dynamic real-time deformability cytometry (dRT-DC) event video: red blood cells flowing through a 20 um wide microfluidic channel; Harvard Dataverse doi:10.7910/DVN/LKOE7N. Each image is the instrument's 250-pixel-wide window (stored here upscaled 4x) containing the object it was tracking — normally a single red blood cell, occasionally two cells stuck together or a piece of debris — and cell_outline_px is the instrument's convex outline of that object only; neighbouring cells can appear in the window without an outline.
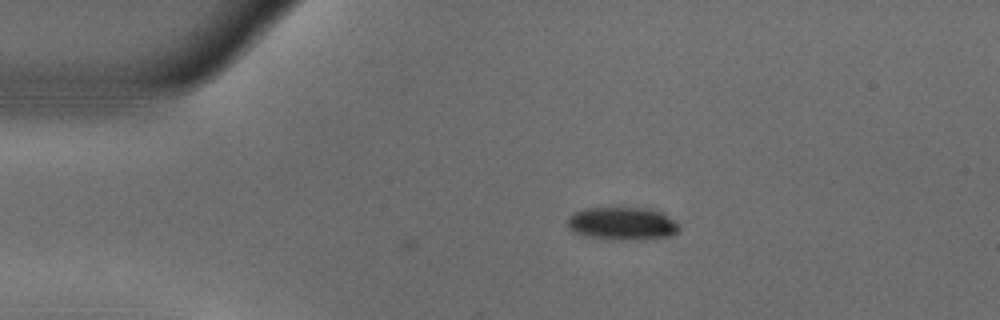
{"species": "common noctule bat (a hibernating species)", "species_latin": "Nyctalus noctula", "temperature_condition": "warm", "stored_images_in_passage": 2, "camera_frame_rate_fps": 3000, "um_per_image_px": 0.085, "animal": {"sex": "male", "body_mass_g": 18.8}, "frame": {"image": 1, "passage_image": 2, "time_ms": 0.333, "image_size_px": [1000, 320], "cell_outline_px": [[680, 228], [672, 236], [644, 240], [620, 240], [584, 236], [572, 232], [568, 228], [568, 216], [572, 212], [584, 208], [652, 208], [668, 216]], "centroid_in_image_um": [52.85, 19.01], "position_along_channel_um": 32.1, "area_um2": 21.68}}